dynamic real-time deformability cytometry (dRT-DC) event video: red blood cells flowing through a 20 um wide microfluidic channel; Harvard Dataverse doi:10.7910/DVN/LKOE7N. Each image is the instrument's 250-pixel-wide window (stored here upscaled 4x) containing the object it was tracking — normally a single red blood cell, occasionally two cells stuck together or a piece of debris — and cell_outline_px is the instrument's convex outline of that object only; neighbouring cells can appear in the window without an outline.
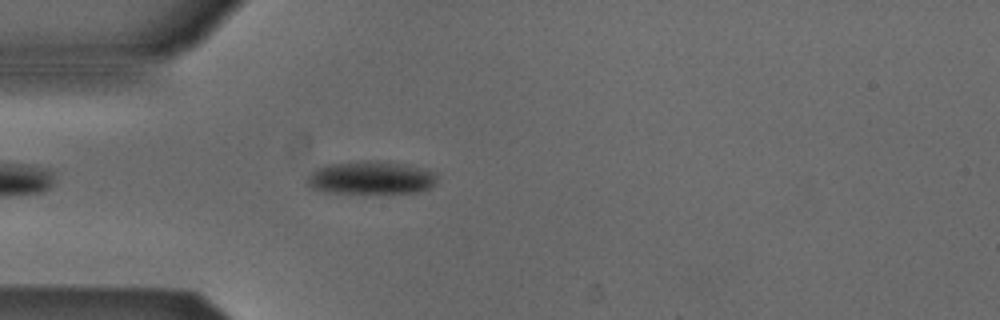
{"species": "Egyptian fruit bat (a non-hibernating species)", "species_latin": "Rousettus aegyptiacus", "temperature_condition": "cold", "stored_images_in_passage": 43, "camera_frame_rate_fps": 3000, "um_per_image_px": 0.085, "animal": {"sex": "male"}, "frame": {"image": 1, "passage_image": 5, "time_ms": 1.333, "image_size_px": [1000, 320], "cell_outline_px": [[436, 184], [432, 188], [420, 192], [324, 192], [312, 188], [308, 184], [308, 176], [316, 168], [328, 164], [360, 160], [368, 160], [408, 164], [432, 172], [436, 176]], "centroid_in_image_um": [31.54, 15.09], "position_along_channel_um": 53.5, "area_um2": 24.85}}
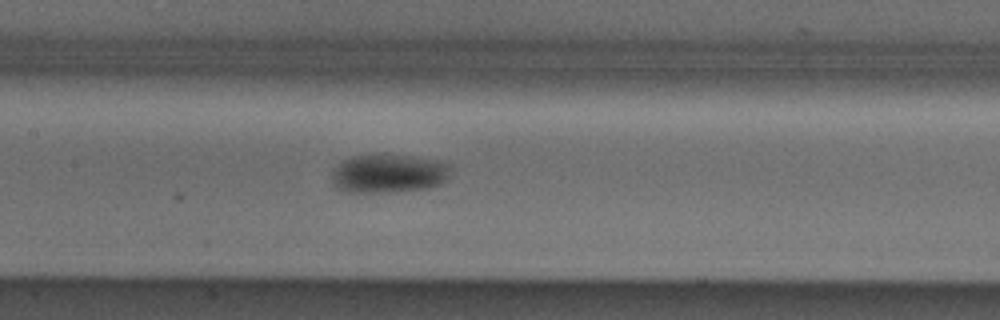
{"frame": {"image": 2, "passage_image": 15, "time_ms": 4.667, "image_size_px": [1000, 320], "cell_outline_px": [[452, 168], [448, 180], [440, 184], [428, 188], [396, 192], [348, 192], [336, 188], [332, 180], [332, 172], [344, 160], [352, 156], [408, 156], [440, 160], [452, 164]], "centroid_in_image_um": [33.12, 14.77], "position_along_channel_um": 174.3, "area_um2": 26.76}}
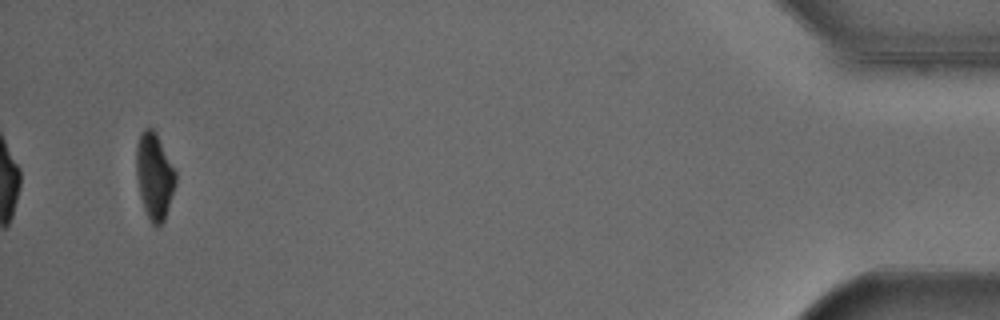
{"frame": {"image": 3, "passage_image": 41, "time_ms": 13.333, "image_size_px": [1000, 320], "cell_outline_px": [[176, 184], [164, 220], [160, 228], [152, 224], [144, 208], [140, 196], [136, 180], [136, 148], [140, 132], [144, 128], [152, 128], [156, 132], [176, 172]], "centroid_in_image_um": [13.11, 14.96], "position_along_channel_um": 422.1, "area_um2": 19.88}, "authors_computed_cell_mechanics": {"area_um2": 24.1604, "velocity_mm_per_s": 3.8425, "shape_relaxation_time_tau1_ms": 3.5889, "shape_relaxation_time_tau2_ms": null, "deformation_change_tau1": 0.1177, "deformation_change_tau2": null}}